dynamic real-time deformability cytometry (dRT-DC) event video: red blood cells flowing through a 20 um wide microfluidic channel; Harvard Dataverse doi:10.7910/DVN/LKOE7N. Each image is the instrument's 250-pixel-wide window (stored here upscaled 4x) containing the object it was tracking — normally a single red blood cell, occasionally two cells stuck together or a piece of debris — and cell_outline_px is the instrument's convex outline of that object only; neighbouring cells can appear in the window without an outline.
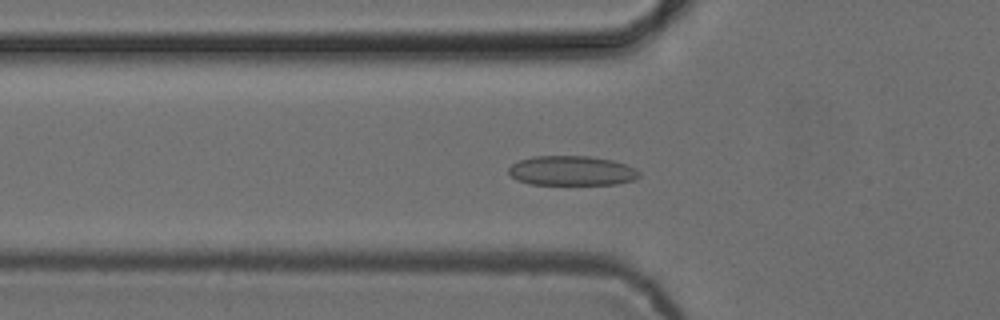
{"species": "common noctule bat (a hibernating species)", "species_latin": "Nyctalus noctula", "temperature_condition": "cold", "stored_images_in_passage": 46, "camera_frame_rate_fps": 3000, "um_per_image_px": 0.085, "animal": {"sex": "female", "body_mass_g": 24.6, "forearm_length_mm": 56.2}, "frame": {"image": 1, "passage_image": 11, "time_ms": 3.333, "image_size_px": [1000, 320], "cell_outline_px": [[640, 176], [636, 180], [616, 184], [528, 184], [516, 180], [508, 172], [508, 168], [512, 164], [520, 160], [532, 156], [592, 156], [612, 160], [636, 168], [640, 172]], "centroid_in_image_um": [48.61, 14.51], "position_along_channel_um": 77.2, "area_um2": 22.72}}
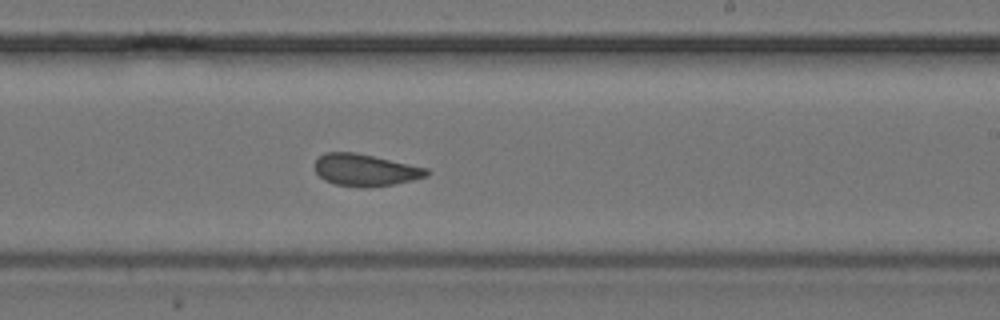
{"frame": {"image": 2, "passage_image": 25, "time_ms": 8.0, "image_size_px": [1000, 320], "cell_outline_px": [[432, 172], [428, 176], [412, 180], [392, 184], [364, 188], [360, 188], [336, 184], [324, 180], [316, 172], [312, 164], [324, 152], [356, 152], [428, 168]], "centroid_in_image_um": [31.04, 14.45], "position_along_channel_um": 258.0, "area_um2": 21.04}}
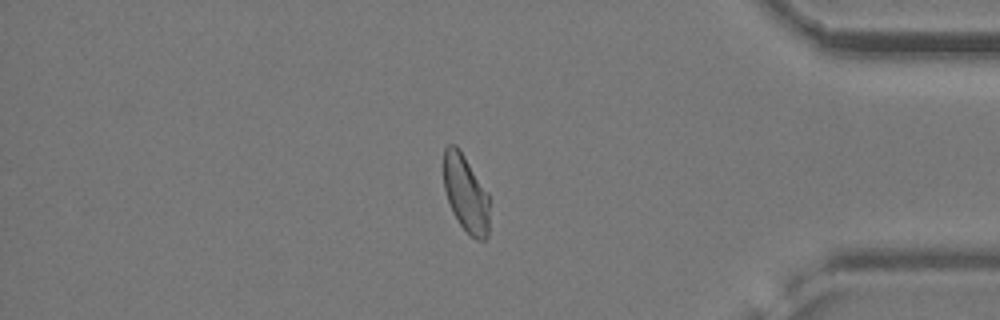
{"frame": {"image": 3, "passage_image": 38, "time_ms": 12.333, "image_size_px": [1000, 320], "cell_outline_px": [[488, 236], [484, 240], [476, 240], [460, 224], [452, 212], [444, 188], [444, 148], [448, 144], [456, 144], [460, 148], [488, 192]], "centroid_in_image_um": [39.58, 16.41], "position_along_channel_um": 395.6, "area_um2": 20.58}, "authors_computed_cell_mechanics": {"area_um2": 21.2415, "velocity_mm_per_s": 3.863, "shape_relaxation_time_tau1_ms": 9.4822, "shape_relaxation_time_tau2_ms": 2.9418, "deformation_change_tau1": 0.1464, "deformation_change_tau2": 0.066}}